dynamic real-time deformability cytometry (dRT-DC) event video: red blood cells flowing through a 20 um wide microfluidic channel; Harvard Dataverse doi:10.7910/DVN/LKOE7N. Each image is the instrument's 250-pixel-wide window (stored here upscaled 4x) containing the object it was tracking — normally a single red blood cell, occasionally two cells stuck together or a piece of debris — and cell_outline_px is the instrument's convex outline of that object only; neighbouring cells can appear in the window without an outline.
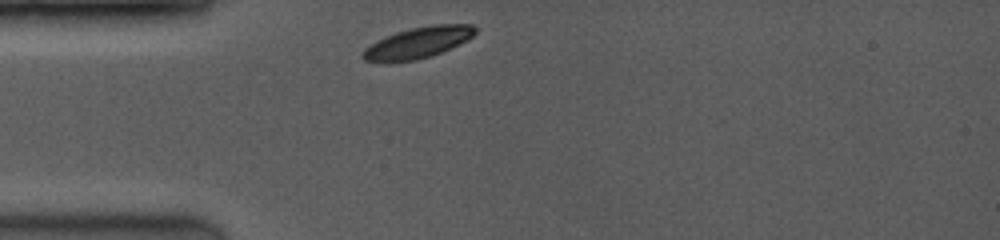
{"species": "common noctule bat (a hibernating species)", "species_latin": "Nyctalus noctula", "temperature_condition": "room temperature", "stored_images_in_passage": 7, "camera_frame_rate_fps": 3500, "um_per_image_px": 0.085, "animal": {"sex": "female", "body_mass_g": 19.0, "forearm_length_mm": 53.3}, "frame": {"image": 1, "passage_image": 1, "time_ms": 0.0, "image_size_px": [1000, 240], "cell_outline_px": [[476, 32], [472, 36], [432, 56], [416, 60], [364, 60], [360, 56], [360, 52], [364, 48], [376, 40], [396, 32], [412, 28], [432, 24], [472, 24], [476, 28]], "centroid_in_image_um": [35.5, 3.59], "position_along_channel_um": 49.5, "area_um2": 19.83}}
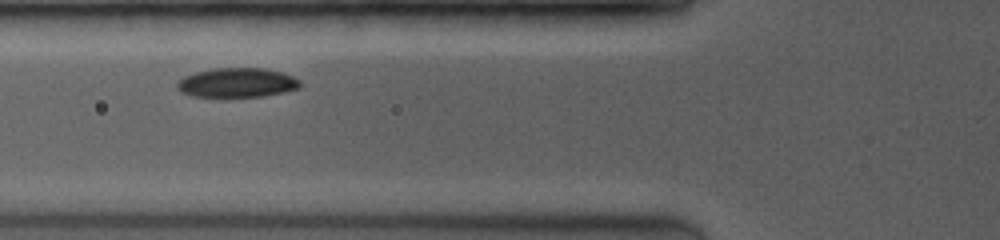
{"frame": {"image": 2, "passage_image": 4, "time_ms": 1.714, "image_size_px": [1000, 240], "cell_outline_px": [[300, 88], [284, 92], [260, 96], [192, 96], [180, 92], [176, 88], [176, 84], [184, 76], [196, 72], [212, 68], [264, 68], [284, 72], [300, 80]], "centroid_in_image_um": [20.15, 7.01], "position_along_channel_um": 105.6, "area_um2": 21.04}}
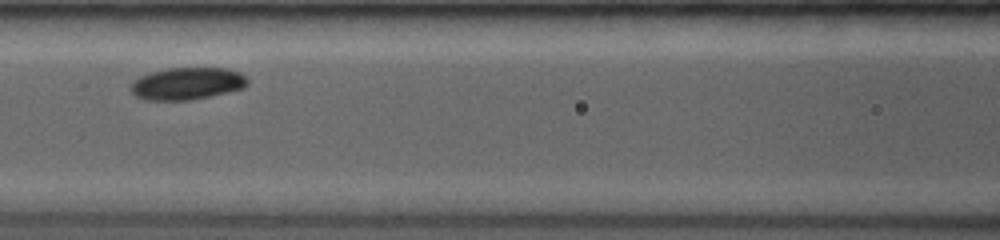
{"frame": {"image": 3, "passage_image": 6, "time_ms": 2.857, "image_size_px": [1000, 240], "cell_outline_px": [[248, 84], [244, 88], [208, 96], [188, 100], [148, 100], [136, 96], [128, 88], [140, 76], [152, 72], [168, 68], [228, 68], [240, 72], [248, 80]], "centroid_in_image_um": [15.91, 7.09], "position_along_channel_um": 150.7, "area_um2": 21.73}}